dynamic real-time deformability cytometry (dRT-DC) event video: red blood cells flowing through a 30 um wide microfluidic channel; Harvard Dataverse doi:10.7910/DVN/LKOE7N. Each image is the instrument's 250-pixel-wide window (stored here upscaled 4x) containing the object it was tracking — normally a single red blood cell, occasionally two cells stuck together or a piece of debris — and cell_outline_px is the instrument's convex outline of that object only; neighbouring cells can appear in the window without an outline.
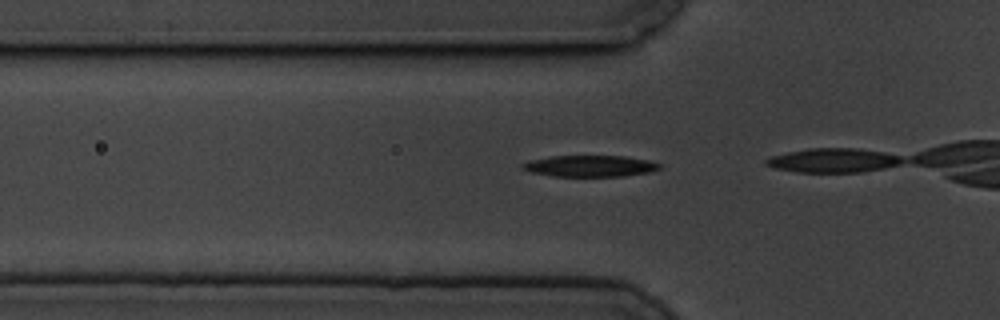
{"species": "common noctule bat (a hibernating species)", "species_latin": "Nyctalus noctula", "temperature_condition": "cold", "stored_images_in_passage": 4, "camera_frame_rate_fps": 3000, "um_per_image_px": 0.085, "animal": {"sex": "male", "body_mass_g": 19.5, "forearm_length_mm": 54.6}, "frame": {"image": 1, "passage_image": 2, "time_ms": 0.333, "image_size_px": [1000, 320], "cell_outline_px": [[664, 164], [660, 168], [648, 172], [624, 176], [556, 176], [532, 172], [520, 168], [520, 164], [528, 160], [548, 156], [624, 156], [648, 160]], "centroid_in_image_um": [50.13, 14.1], "position_along_channel_um": 75.7, "area_um2": 17.11}}